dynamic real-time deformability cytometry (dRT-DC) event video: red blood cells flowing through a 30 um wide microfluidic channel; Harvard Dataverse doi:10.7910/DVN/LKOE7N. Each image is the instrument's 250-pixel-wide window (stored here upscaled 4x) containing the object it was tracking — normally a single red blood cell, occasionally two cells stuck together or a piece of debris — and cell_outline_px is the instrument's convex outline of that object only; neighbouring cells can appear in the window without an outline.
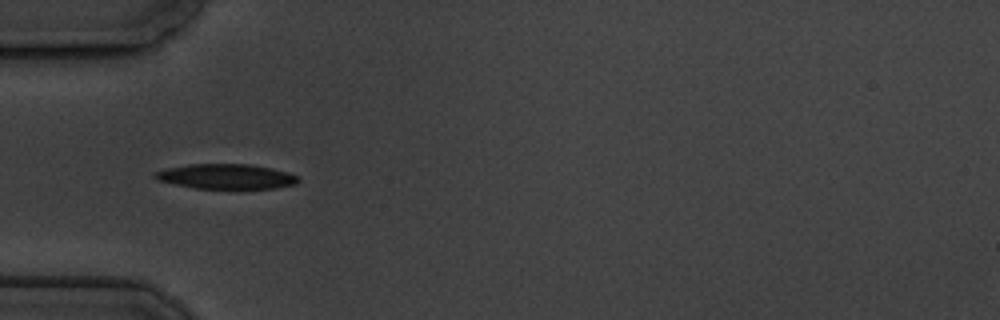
{"species": "common noctule bat (a hibernating species)", "species_latin": "Nyctalus noctula", "temperature_condition": "cold", "stored_images_in_passage": 7, "camera_frame_rate_fps": 3000, "um_per_image_px": 0.085, "animal": {"sex": "male", "body_mass_g": 19.5, "forearm_length_mm": 54.6}, "frame": {"image": 1, "passage_image": 6, "time_ms": 6.0, "image_size_px": [1000, 320], "cell_outline_px": [[300, 180], [296, 184], [276, 188], [196, 188], [156, 180], [152, 176], [152, 172], [168, 168], [188, 164], [248, 164], [272, 168], [288, 172], [296, 176]], "centroid_in_image_um": [19.2, 14.99], "position_along_channel_um": 65.8, "area_um2": 20.75}}